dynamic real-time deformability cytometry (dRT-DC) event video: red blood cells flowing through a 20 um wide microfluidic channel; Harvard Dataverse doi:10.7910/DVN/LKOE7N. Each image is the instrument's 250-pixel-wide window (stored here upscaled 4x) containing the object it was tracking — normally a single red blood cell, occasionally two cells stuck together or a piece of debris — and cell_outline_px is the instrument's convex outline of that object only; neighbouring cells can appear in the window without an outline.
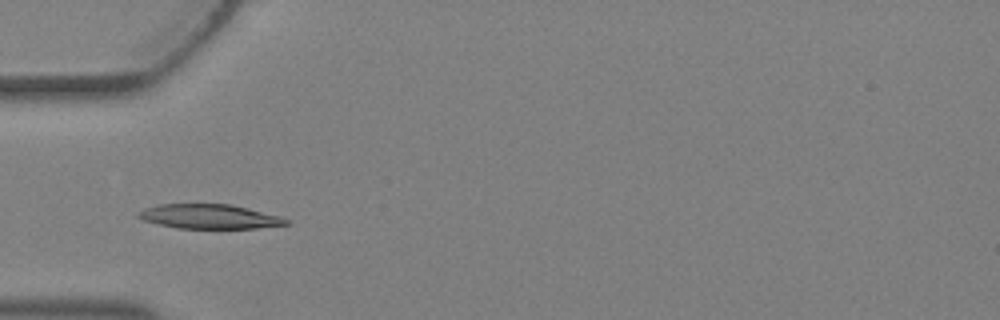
{"species": "Egyptian fruit bat (a non-hibernating species)", "species_latin": "Rousettus aegyptiacus", "temperature_condition": "warm", "stored_images_in_passage": 4, "camera_frame_rate_fps": 3000, "um_per_image_px": 0.085, "animal": {"sex": "female"}, "frame": {"image": 1, "passage_image": 3, "time_ms": 0.667, "image_size_px": [1000, 320], "cell_outline_px": [[292, 224], [256, 228], [176, 228], [156, 224], [144, 220], [136, 216], [136, 212], [144, 208], [160, 204], [232, 204], [280, 216], [292, 220]], "centroid_in_image_um": [17.81, 18.4], "position_along_channel_um": 67.2, "area_um2": 21.27}}
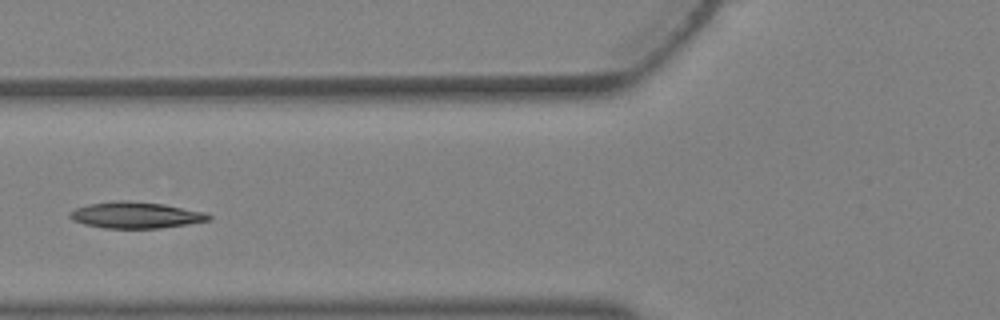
{"frame": {"image": 2, "passage_image": 4, "time_ms": 1.0, "image_size_px": [1000, 320], "cell_outline_px": [[212, 220], [188, 224], [160, 228], [104, 228], [84, 224], [72, 220], [68, 216], [68, 212], [76, 208], [88, 204], [116, 200], [128, 200], [164, 204], [208, 212], [212, 216]], "centroid_in_image_um": [11.56, 18.27], "position_along_channel_um": 114.2, "area_um2": 21.62}}